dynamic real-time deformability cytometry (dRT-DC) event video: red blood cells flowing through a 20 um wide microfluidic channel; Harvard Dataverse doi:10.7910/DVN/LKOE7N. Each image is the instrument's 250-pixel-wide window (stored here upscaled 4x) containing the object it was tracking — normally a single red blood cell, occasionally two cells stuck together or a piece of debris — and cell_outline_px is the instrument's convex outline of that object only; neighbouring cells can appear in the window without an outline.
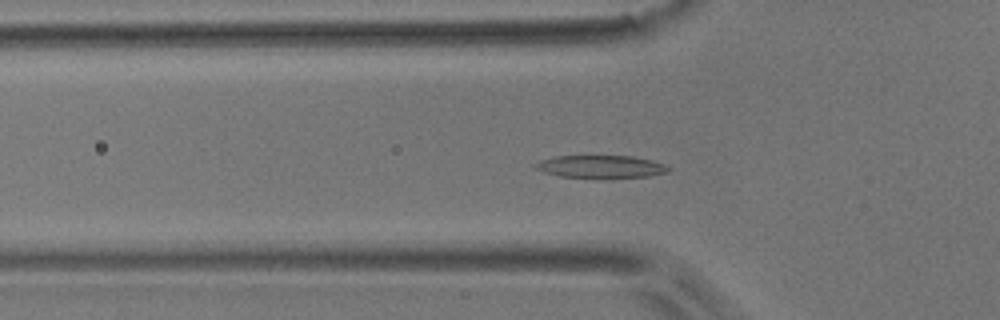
{"species": "common noctule bat (a hibernating species)", "species_latin": "Nyctalus noctula", "temperature_condition": "room temperature", "stored_images_in_passage": 53, "camera_frame_rate_fps": 3000, "um_per_image_px": 0.085, "animal": {"sex": "male", "body_mass_g": 17.9}, "frame": {"image": 1, "passage_image": 17, "time_ms": 5.333, "image_size_px": [1000, 320], "cell_outline_px": [[672, 168], [668, 172], [648, 176], [608, 180], [604, 180], [560, 176], [544, 172], [532, 168], [532, 164], [540, 160], [556, 156], [632, 156], [652, 160], [664, 164]], "centroid_in_image_um": [51.06, 14.2], "position_along_channel_um": 74.7, "area_um2": 18.38}}
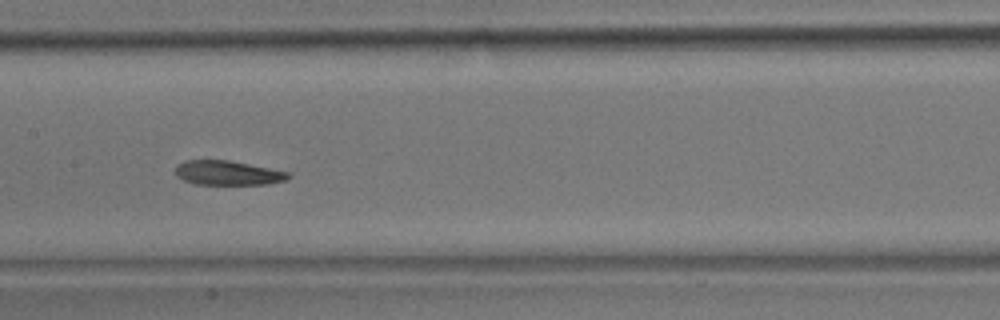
{"frame": {"image": 2, "passage_image": 26, "time_ms": 8.333, "image_size_px": [1000, 320], "cell_outline_px": [[292, 176], [284, 180], [268, 184], [196, 184], [184, 180], [176, 176], [172, 172], [176, 164], [184, 160], [228, 160], [292, 172]], "centroid_in_image_um": [19.33, 14.69], "position_along_channel_um": 188.1, "area_um2": 16.3}}
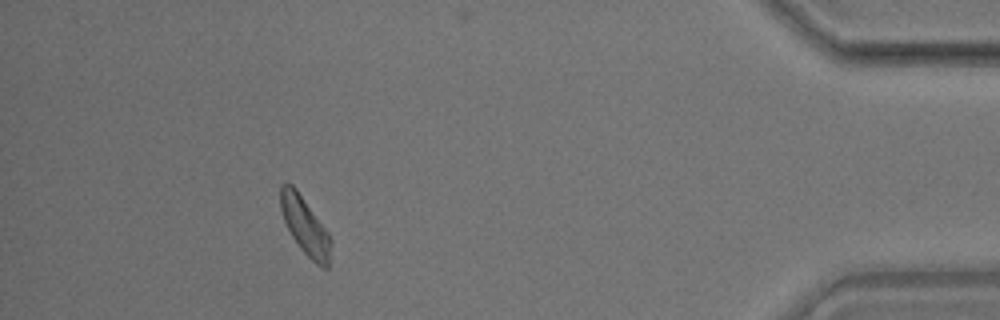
{"frame": {"image": 3, "passage_image": 48, "time_ms": 15.667, "image_size_px": [1000, 320], "cell_outline_px": [[332, 244], [328, 268], [324, 268], [316, 264], [300, 248], [292, 236], [284, 220], [280, 208], [280, 184], [292, 184], [296, 188], [328, 232], [332, 240]], "centroid_in_image_um": [25.94, 19.21], "position_along_channel_um": 409.3, "area_um2": 16.76}, "authors_computed_cell_mechanics": {"area_um2": 17.4556, "velocity_mm_per_s": 3.7536, "shape_relaxation_time_tau1_ms": 4.6107, "shape_relaxation_time_tau2_ms": 3.5534, "deformation_change_tau1": 0.1251, "deformation_change_tau2": 0.1102}}